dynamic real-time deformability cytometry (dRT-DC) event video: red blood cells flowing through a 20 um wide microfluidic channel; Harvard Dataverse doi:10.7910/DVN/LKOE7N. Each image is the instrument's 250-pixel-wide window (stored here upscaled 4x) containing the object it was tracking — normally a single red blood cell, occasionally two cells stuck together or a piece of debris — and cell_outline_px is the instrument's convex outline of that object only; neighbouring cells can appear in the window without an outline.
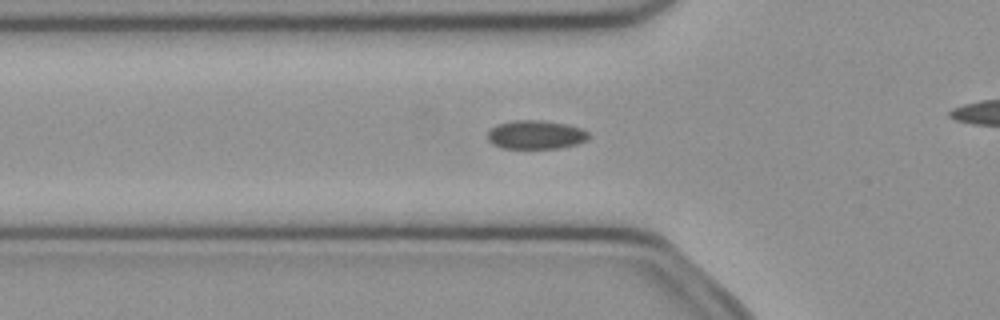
{"species": "common noctule bat (a hibernating species)", "species_latin": "Nyctalus noctula", "temperature_condition": "cold", "stored_images_in_passage": 41, "camera_frame_rate_fps": 3000, "um_per_image_px": 0.085, "animal": {"sex": "female", "body_mass_g": 21.9}, "frame": {"image": 1, "passage_image": 17, "time_ms": 5.333, "image_size_px": [1000, 320], "cell_outline_px": [[588, 140], [576, 144], [560, 148], [500, 148], [492, 144], [488, 140], [488, 132], [496, 124], [512, 120], [540, 120], [568, 124], [580, 128], [588, 132]], "centroid_in_image_um": [45.52, 11.45], "position_along_channel_um": 80.3, "area_um2": 16.99}}
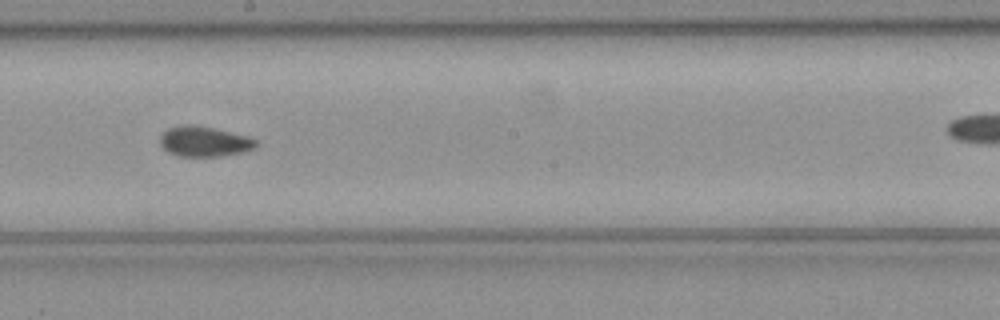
{"frame": {"image": 2, "passage_image": 28, "time_ms": 9.0, "image_size_px": [1000, 320], "cell_outline_px": [[256, 144], [252, 148], [240, 152], [220, 156], [176, 156], [168, 152], [160, 144], [160, 136], [168, 128], [184, 124], [192, 124], [212, 128], [248, 136], [256, 140]], "centroid_in_image_um": [17.3, 12.02], "position_along_channel_um": 230.9, "area_um2": 16.65}}
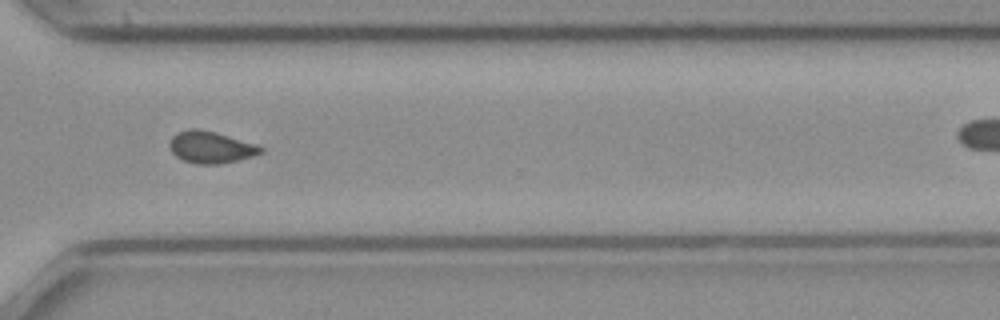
{"frame": {"image": 3, "passage_image": 37, "time_ms": 12.0, "image_size_px": [1000, 320], "cell_outline_px": [[264, 152], [252, 156], [220, 164], [196, 164], [184, 160], [176, 156], [172, 152], [168, 144], [172, 136], [176, 132], [188, 128], [200, 128], [216, 132], [256, 144], [264, 148]], "centroid_in_image_um": [17.89, 12.49], "position_along_channel_um": 352.7, "area_um2": 17.05}}